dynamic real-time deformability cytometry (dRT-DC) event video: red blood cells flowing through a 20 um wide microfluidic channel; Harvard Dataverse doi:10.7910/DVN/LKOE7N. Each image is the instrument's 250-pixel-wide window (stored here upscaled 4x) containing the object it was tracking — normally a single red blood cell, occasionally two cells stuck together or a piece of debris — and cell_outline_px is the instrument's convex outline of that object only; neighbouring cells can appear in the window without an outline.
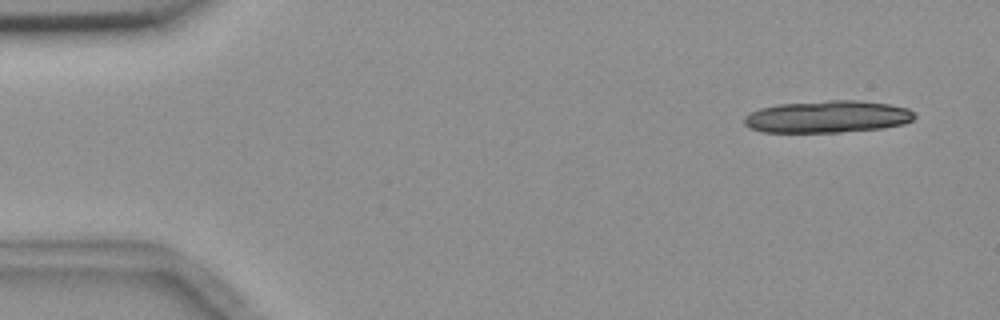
{"species": "common noctule bat (a hibernating species)", "species_latin": "Nyctalus noctula", "temperature_condition": "room temperature", "stored_images_in_passage": 7, "camera_frame_rate_fps": 3000, "um_per_image_px": 0.085, "animal": {"sex": "female", "body_mass_g": 18.4}, "frame": {"image": 1, "passage_image": 2, "time_ms": 1.0, "image_size_px": [1000, 320], "cell_outline_px": [[916, 116], [912, 120], [904, 124], [884, 128], [840, 132], [764, 132], [748, 128], [744, 124], [744, 116], [760, 108], [776, 104], [828, 100], [860, 100], [888, 104], [908, 108], [916, 112]], "centroid_in_image_um": [70.35, 9.92], "position_along_channel_um": 14.6, "area_um2": 32.19}}
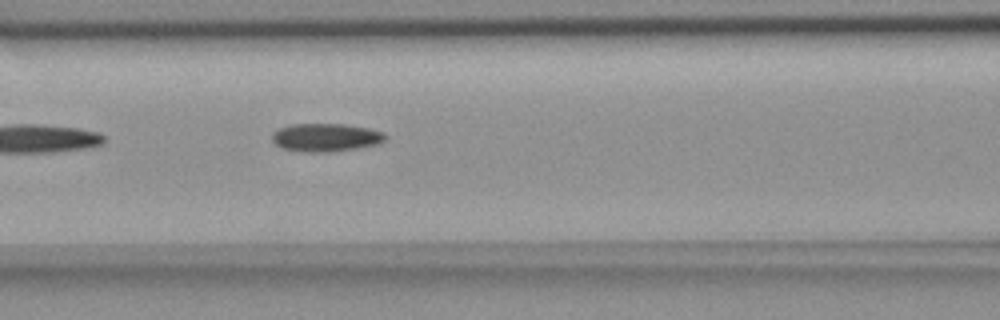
{"frame": {"image": 2, "passage_image": 7, "time_ms": 7.667, "image_size_px": [1000, 320], "cell_outline_px": [[388, 136], [380, 144], [356, 148], [328, 152], [308, 152], [284, 148], [276, 144], [272, 140], [272, 132], [280, 128], [292, 124], [344, 124], [368, 128], [384, 132]], "centroid_in_image_um": [27.72, 11.67], "position_along_channel_um": 138.9, "area_um2": 18.5}}